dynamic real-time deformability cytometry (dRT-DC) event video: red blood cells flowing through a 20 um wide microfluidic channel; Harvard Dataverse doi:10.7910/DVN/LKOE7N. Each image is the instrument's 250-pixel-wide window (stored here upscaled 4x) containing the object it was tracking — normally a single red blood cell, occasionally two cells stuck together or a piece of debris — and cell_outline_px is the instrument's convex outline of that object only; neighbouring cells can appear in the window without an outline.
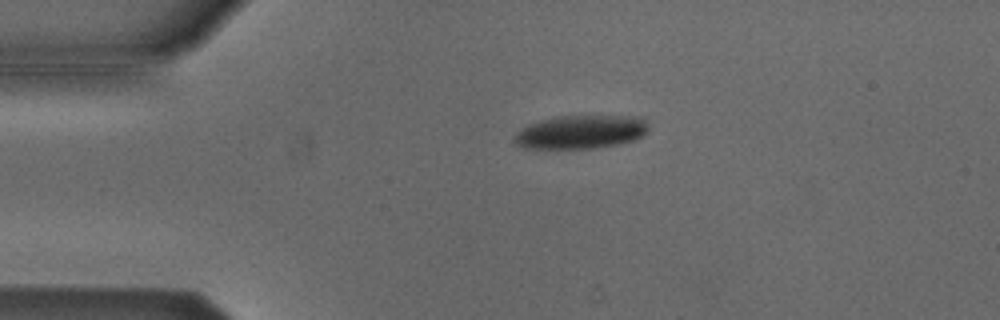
{"species": "Egyptian fruit bat (a non-hibernating species)", "species_latin": "Rousettus aegyptiacus", "temperature_condition": "cold", "stored_images_in_passage": 44, "camera_frame_rate_fps": 3000, "um_per_image_px": 0.085, "animal": {"sex": "male"}, "frame": {"image": 1, "passage_image": 2, "time_ms": 0.333, "image_size_px": [1000, 320], "cell_outline_px": [[648, 128], [640, 136], [632, 140], [616, 144], [596, 148], [524, 148], [516, 144], [516, 136], [520, 128], [528, 124], [540, 120], [556, 116], [636, 116], [644, 120]], "centroid_in_image_um": [49.33, 11.21], "position_along_channel_um": 35.7, "area_um2": 25.78}}
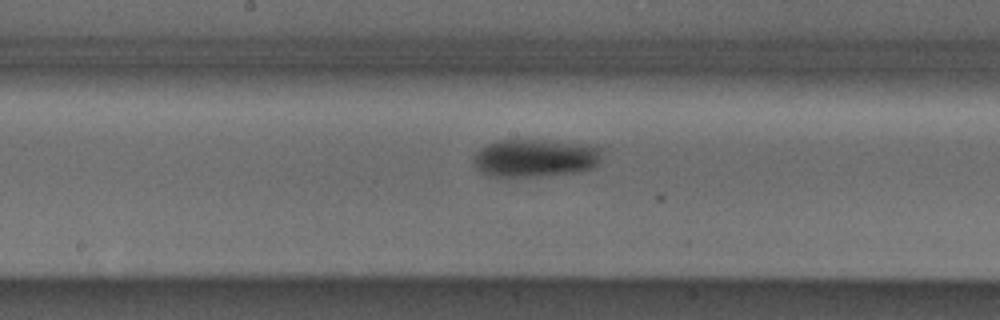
{"frame": {"image": 2, "passage_image": 18, "time_ms": 5.667, "image_size_px": [1000, 320], "cell_outline_px": [[600, 160], [592, 168], [576, 172], [532, 176], [488, 176], [480, 172], [472, 164], [472, 156], [480, 148], [496, 140], [544, 140], [592, 144], [600, 148]], "centroid_in_image_um": [45.44, 13.41], "position_along_channel_um": 202.8, "area_um2": 28.5}}
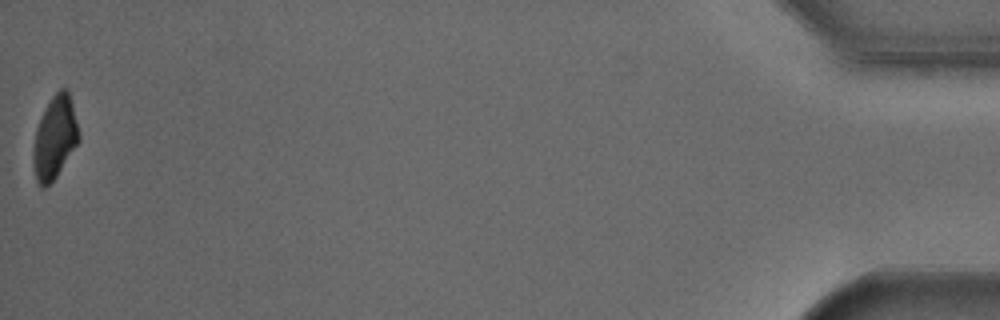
{"frame": {"image": 3, "passage_image": 44, "time_ms": 14.333, "image_size_px": [1000, 320], "cell_outline_px": [[80, 140], [56, 176], [44, 188], [40, 188], [36, 180], [32, 160], [32, 156], [36, 128], [44, 108], [52, 96], [60, 88], [68, 88], [80, 132]], "centroid_in_image_um": [4.66, 11.67], "position_along_channel_um": 430.5, "area_um2": 22.08}, "authors_computed_cell_mechanics": {"area_um2": 27.8018, "velocity_mm_per_s": 3.8155, "shape_relaxation_time_tau1_ms": 2.641, "shape_relaxation_time_tau2_ms": null, "deformation_change_tau1": 0.1071, "deformation_change_tau2": null}}